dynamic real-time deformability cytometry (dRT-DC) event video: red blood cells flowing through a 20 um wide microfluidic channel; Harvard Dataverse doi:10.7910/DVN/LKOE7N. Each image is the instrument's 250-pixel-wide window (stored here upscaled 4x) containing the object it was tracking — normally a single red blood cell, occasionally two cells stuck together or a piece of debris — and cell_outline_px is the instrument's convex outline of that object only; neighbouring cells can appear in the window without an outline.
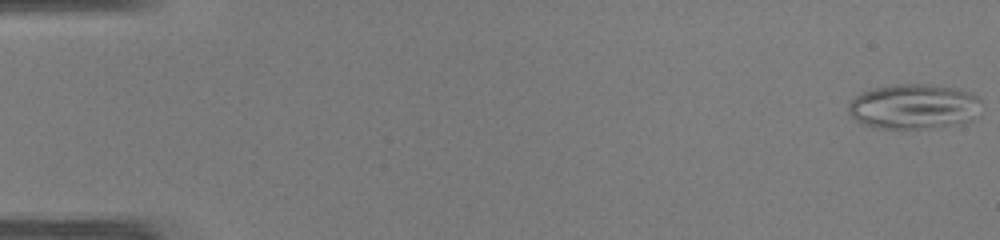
{"species": "common noctule bat (a hibernating species)", "species_latin": "Nyctalus noctula", "temperature_condition": "warm", "stored_images_in_passage": 44, "camera_frame_rate_fps": 3000, "um_per_image_px": 0.085, "animal": {"sex": "male", "body_mass_g": 19.0, "forearm_length_mm": 50.8}, "frame": {"image": 1, "passage_image": 1, "time_ms": 0.0, "image_size_px": [1000, 240], "cell_outline_px": [[980, 116], [972, 120], [960, 124], [928, 128], [880, 128], [860, 124], [848, 112], [848, 104], [860, 92], [892, 84], [928, 84], [956, 88], [972, 92], [980, 96]], "centroid_in_image_um": [77.73, 9.05], "position_along_channel_um": 7.3, "area_um2": 35.43}}
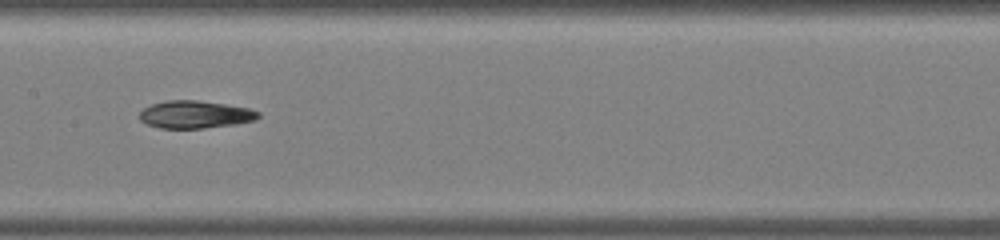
{"frame": {"image": 2, "passage_image": 25, "time_ms": 8.0, "image_size_px": [1000, 240], "cell_outline_px": [[260, 116], [252, 120], [232, 124], [200, 128], [160, 128], [148, 124], [140, 120], [140, 112], [144, 108], [152, 104], [168, 100], [196, 100], [224, 104], [248, 108], [260, 112]], "centroid_in_image_um": [16.55, 9.72], "position_along_channel_um": 190.9, "area_um2": 18.67}}
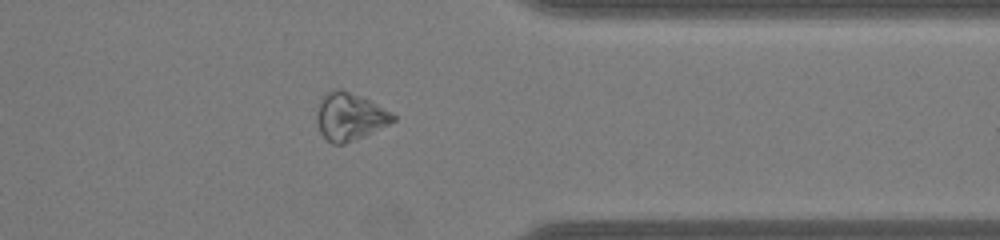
{"frame": {"image": 3, "passage_image": 39, "time_ms": 12.667, "image_size_px": [1000, 240], "cell_outline_px": [[396, 120], [388, 124], [344, 144], [332, 144], [320, 132], [316, 120], [316, 112], [320, 100], [324, 92], [340, 88], [368, 100], [396, 116]], "centroid_in_image_um": [29.66, 9.9], "position_along_channel_um": 381.7, "area_um2": 20.63}}